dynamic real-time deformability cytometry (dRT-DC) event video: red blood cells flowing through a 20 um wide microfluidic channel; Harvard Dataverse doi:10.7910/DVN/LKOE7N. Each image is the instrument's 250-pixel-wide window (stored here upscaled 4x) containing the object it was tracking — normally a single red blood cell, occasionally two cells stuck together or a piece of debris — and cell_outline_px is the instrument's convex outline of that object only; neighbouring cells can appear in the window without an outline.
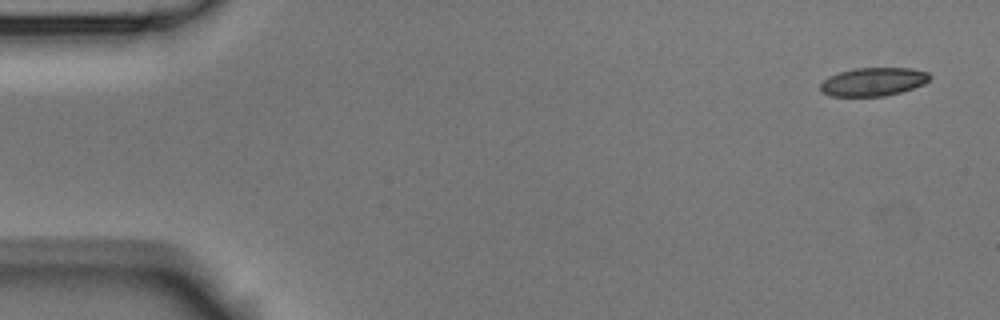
{"species": "Egyptian fruit bat (a non-hibernating species)", "species_latin": "Rousettus aegyptiacus", "temperature_condition": "room temperature", "stored_images_in_passage": 4, "camera_frame_rate_fps": 3000, "um_per_image_px": 0.085, "animal": {"sex": "male"}, "frame": {"image": 1, "passage_image": 1, "time_ms": 0.0, "image_size_px": [1000, 320], "cell_outline_px": [[932, 76], [924, 84], [900, 92], [884, 96], [832, 96], [820, 92], [820, 84], [828, 76], [840, 72], [856, 68], [912, 68], [928, 72]], "centroid_in_image_um": [74.22, 6.95], "position_along_channel_um": 10.8, "area_um2": 18.09}}
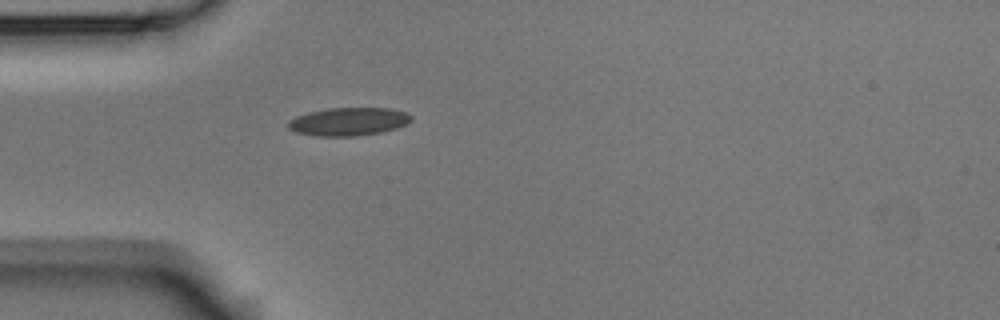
{"frame": {"image": 2, "passage_image": 4, "time_ms": 1.0, "image_size_px": [1000, 320], "cell_outline_px": [[412, 120], [408, 124], [396, 128], [380, 132], [356, 136], [316, 136], [296, 132], [288, 128], [288, 120], [296, 116], [308, 112], [328, 108], [388, 108], [404, 112], [412, 116]], "centroid_in_image_um": [29.61, 10.33], "position_along_channel_um": 55.4, "area_um2": 20.17}}